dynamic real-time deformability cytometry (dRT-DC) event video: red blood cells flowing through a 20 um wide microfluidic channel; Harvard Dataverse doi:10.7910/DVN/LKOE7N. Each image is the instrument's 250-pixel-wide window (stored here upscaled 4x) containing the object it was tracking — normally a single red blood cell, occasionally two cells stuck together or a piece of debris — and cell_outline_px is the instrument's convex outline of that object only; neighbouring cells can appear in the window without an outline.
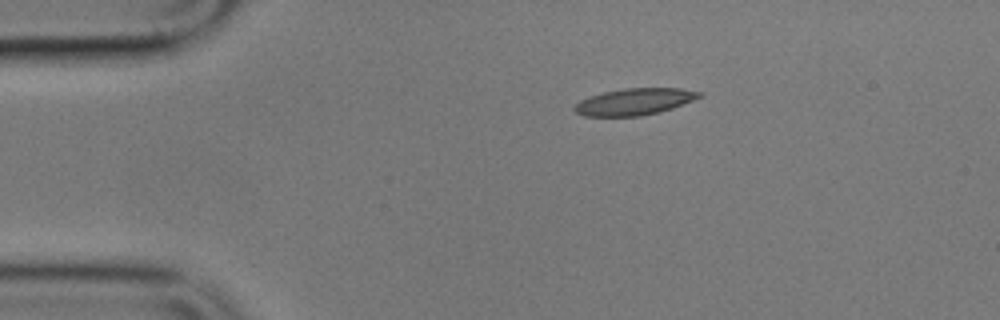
{"species": "common noctule bat (a hibernating species)", "species_latin": "Nyctalus noctula", "temperature_condition": "cold", "stored_images_in_passage": 5, "camera_frame_rate_fps": 3000, "um_per_image_px": 0.085, "animal": {"sex": "male", "body_mass_g": 17.9}, "frame": {"image": 1, "passage_image": 1, "time_ms": 0.0, "image_size_px": [1000, 320], "cell_outline_px": [[700, 96], [692, 100], [672, 108], [640, 116], [584, 116], [576, 112], [572, 108], [580, 100], [604, 92], [624, 88], [680, 88], [700, 92]], "centroid_in_image_um": [53.88, 8.64], "position_along_channel_um": 31.1, "area_um2": 19.02}}
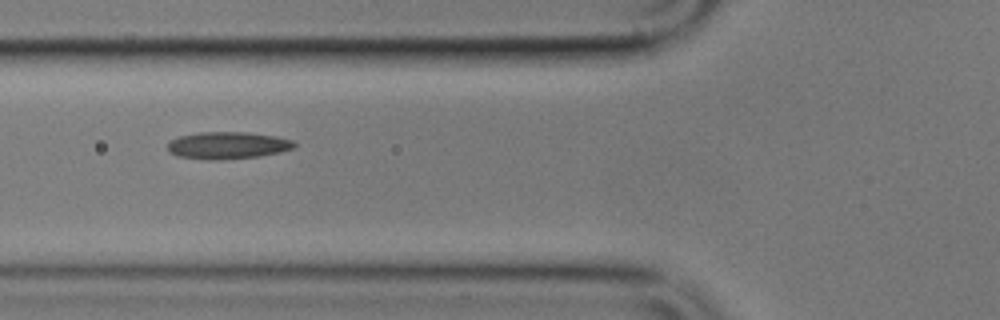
{"frame": {"image": 2, "passage_image": 4, "time_ms": 3.667, "image_size_px": [1000, 320], "cell_outline_px": [[296, 148], [280, 152], [260, 156], [220, 160], [208, 160], [176, 156], [168, 152], [168, 140], [180, 136], [200, 132], [244, 132], [276, 136], [292, 140], [296, 144]], "centroid_in_image_um": [19.33, 12.36], "position_along_channel_um": 106.5, "area_um2": 20.23}}
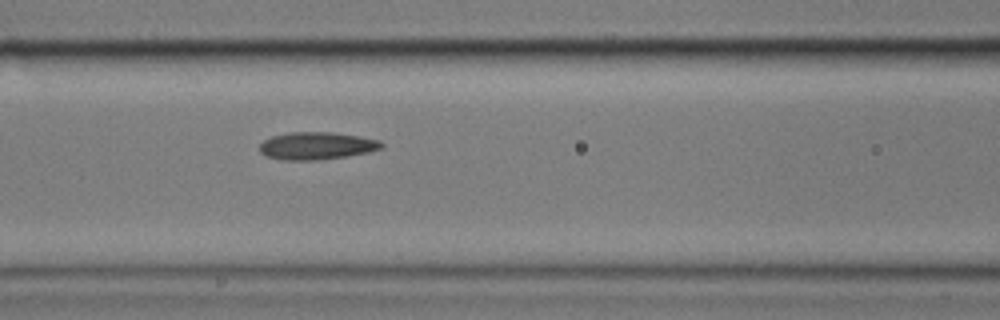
{"frame": {"image": 3, "passage_image": 5, "time_ms": 4.667, "image_size_px": [1000, 320], "cell_outline_px": [[384, 148], [368, 152], [348, 156], [320, 160], [280, 160], [264, 156], [260, 152], [260, 144], [264, 140], [272, 136], [292, 132], [332, 132], [360, 136], [380, 140], [384, 144]], "centroid_in_image_um": [26.93, 12.4], "position_along_channel_um": 139.7, "area_um2": 19.77}}